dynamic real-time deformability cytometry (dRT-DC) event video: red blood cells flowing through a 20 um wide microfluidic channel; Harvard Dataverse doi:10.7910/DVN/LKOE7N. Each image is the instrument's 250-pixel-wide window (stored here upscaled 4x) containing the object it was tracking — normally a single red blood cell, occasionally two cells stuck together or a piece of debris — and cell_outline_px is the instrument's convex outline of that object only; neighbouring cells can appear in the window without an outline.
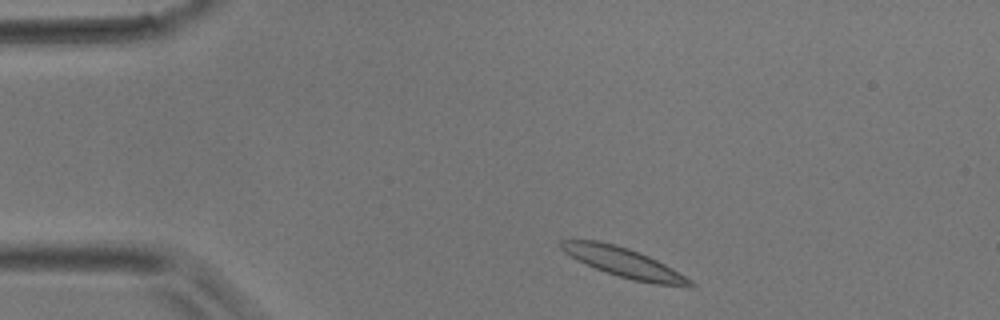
{"species": "common noctule bat (a hibernating species)", "species_latin": "Nyctalus noctula", "temperature_condition": "room temperature", "stored_images_in_passage": 2, "camera_frame_rate_fps": 3000, "um_per_image_px": 0.085, "animal": {"sex": "male", "body_mass_g": 17.9}, "frame": {"image": 1, "passage_image": 1, "time_ms": 0.0, "image_size_px": [1000, 320], "cell_outline_px": [[696, 288], [688, 288], [656, 284], [632, 280], [604, 272], [564, 252], [560, 248], [560, 240], [596, 240], [616, 244], [628, 248], [648, 256], [672, 268], [692, 280], [696, 284]], "centroid_in_image_um": [53.12, 22.35], "position_along_channel_um": 31.9, "area_um2": 22.14}}